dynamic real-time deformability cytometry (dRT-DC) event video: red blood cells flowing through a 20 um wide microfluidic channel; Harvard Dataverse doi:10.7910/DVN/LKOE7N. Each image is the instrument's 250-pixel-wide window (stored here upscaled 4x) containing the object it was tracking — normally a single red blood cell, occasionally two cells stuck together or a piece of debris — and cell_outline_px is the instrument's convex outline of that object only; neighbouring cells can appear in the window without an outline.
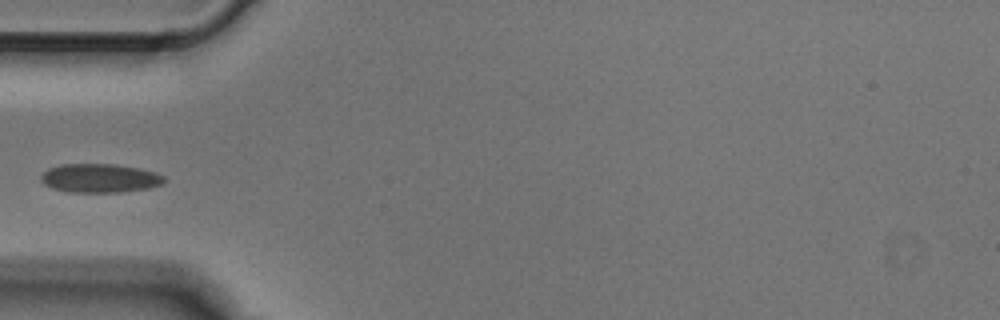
{"species": "Egyptian fruit bat (a non-hibernating species)", "species_latin": "Rousettus aegyptiacus", "temperature_condition": "cold", "stored_images_in_passage": 3, "camera_frame_rate_fps": 3000, "um_per_image_px": 0.085, "animal": {"sex": "male"}, "frame": {"image": 1, "passage_image": 3, "time_ms": 0.667, "image_size_px": [1000, 320], "cell_outline_px": [[164, 180], [160, 184], [148, 188], [120, 192], [68, 192], [52, 188], [44, 184], [40, 180], [40, 176], [48, 168], [60, 164], [116, 164], [140, 168], [156, 172], [164, 176]], "centroid_in_image_um": [8.45, 15.13], "position_along_channel_um": 76.6, "area_um2": 20.75}}